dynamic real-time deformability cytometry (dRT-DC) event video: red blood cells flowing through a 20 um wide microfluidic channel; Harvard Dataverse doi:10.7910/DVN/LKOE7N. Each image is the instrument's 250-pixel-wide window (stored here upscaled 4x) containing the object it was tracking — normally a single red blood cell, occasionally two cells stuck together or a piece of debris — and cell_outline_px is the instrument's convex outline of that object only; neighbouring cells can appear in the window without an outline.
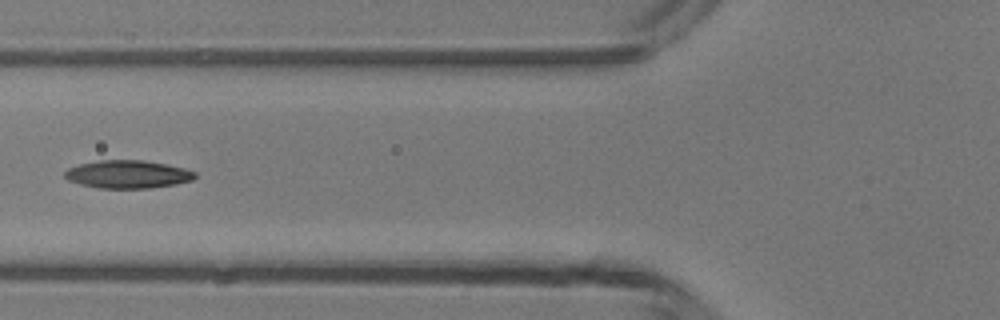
{"species": "common noctule bat (a hibernating species)", "species_latin": "Nyctalus noctula", "temperature_condition": "room temperature", "stored_images_in_passage": 6, "camera_frame_rate_fps": 3000, "um_per_image_px": 0.085, "animal": {"sex": "male", "body_mass_g": 13.3}, "frame": {"image": 1, "passage_image": 5, "time_ms": 4.667, "image_size_px": [1000, 320], "cell_outline_px": [[196, 176], [192, 180], [176, 184], [148, 188], [100, 188], [80, 184], [68, 180], [64, 176], [64, 172], [68, 168], [80, 164], [100, 160], [144, 160], [184, 168], [196, 172]], "centroid_in_image_um": [10.85, 14.81], "position_along_channel_um": 115.0, "area_um2": 21.1}}
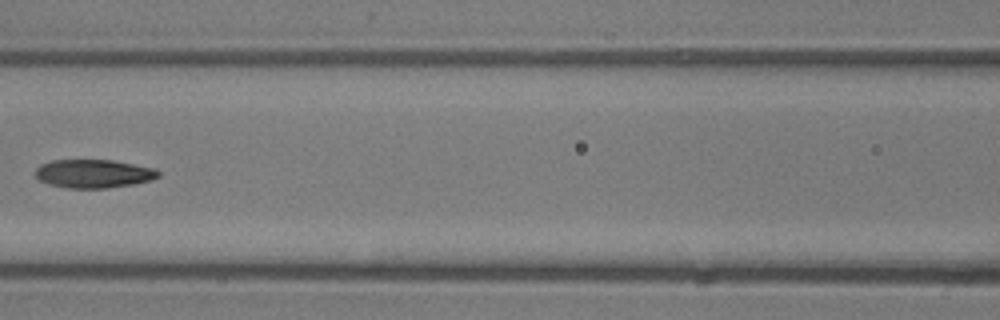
{"frame": {"image": 2, "passage_image": 6, "time_ms": 5.667, "image_size_px": [1000, 320], "cell_outline_px": [[160, 176], [152, 180], [132, 184], [108, 188], [64, 188], [48, 184], [40, 180], [36, 176], [36, 168], [40, 164], [52, 160], [112, 160], [156, 168], [160, 172]], "centroid_in_image_um": [7.97, 14.76], "position_along_channel_um": 158.6, "area_um2": 20.52}}